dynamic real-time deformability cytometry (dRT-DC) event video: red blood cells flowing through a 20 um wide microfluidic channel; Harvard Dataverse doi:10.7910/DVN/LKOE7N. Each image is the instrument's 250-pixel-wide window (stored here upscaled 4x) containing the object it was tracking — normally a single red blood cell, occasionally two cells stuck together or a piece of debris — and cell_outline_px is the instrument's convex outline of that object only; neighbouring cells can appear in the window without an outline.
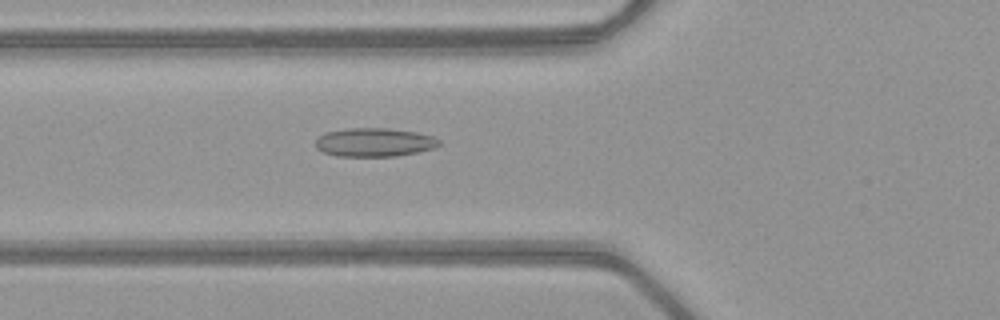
{"species": "common noctule bat (a hibernating species)", "species_latin": "Nyctalus noctula", "temperature_condition": "warm", "stored_images_in_passage": 49, "camera_frame_rate_fps": 3000, "um_per_image_px": 0.085, "animal": {"sex": "female", "body_mass_g": 21.9}, "frame": {"image": 1, "passage_image": 17, "time_ms": 5.333, "image_size_px": [1000, 320], "cell_outline_px": [[440, 144], [436, 148], [396, 156], [336, 156], [324, 152], [316, 148], [316, 140], [324, 132], [348, 128], [388, 128], [416, 132], [432, 136], [440, 140]], "centroid_in_image_um": [31.82, 12.09], "position_along_channel_um": 94.0, "area_um2": 20.63}}
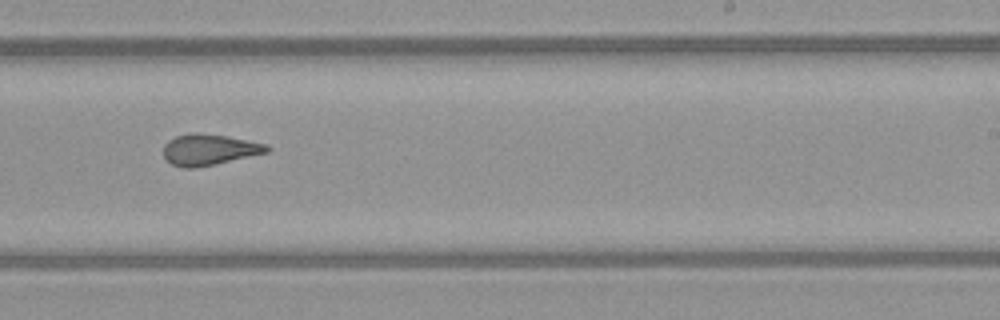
{"frame": {"image": 2, "passage_image": 30, "time_ms": 9.667, "image_size_px": [1000, 320], "cell_outline_px": [[272, 148], [268, 152], [216, 164], [196, 168], [184, 168], [172, 164], [164, 156], [164, 144], [168, 140], [176, 136], [196, 132], [228, 136], [268, 144]], "centroid_in_image_um": [17.81, 12.71], "position_along_channel_um": 271.2, "area_um2": 18.79}}
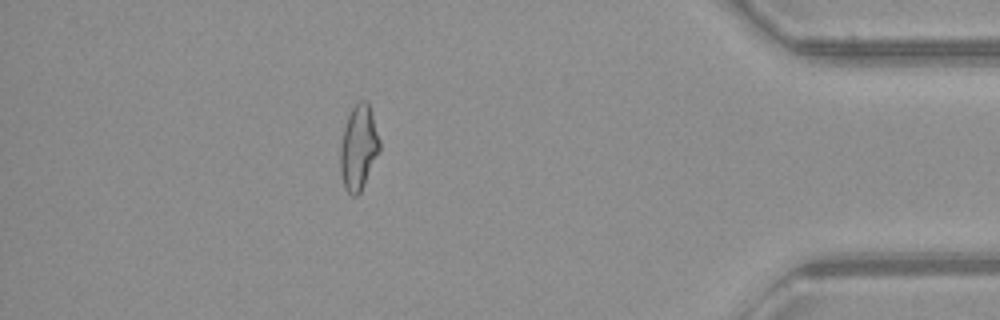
{"frame": {"image": 3, "passage_image": 43, "time_ms": 14.0, "image_size_px": [1000, 320], "cell_outline_px": [[380, 152], [360, 192], [356, 196], [352, 196], [344, 188], [340, 172], [340, 148], [344, 128], [348, 116], [356, 100], [368, 100], [380, 140]], "centroid_in_image_um": [30.48, 12.53], "position_along_channel_um": 404.7, "area_um2": 19.59}, "authors_computed_cell_mechanics": {"area_um2": 19.652, "velocity_mm_per_s": 4.0739, "shape_relaxation_time_tau1_ms": null, "shape_relaxation_time_tau2_ms": 1.7702, "deformation_change_tau1": null, "deformation_change_tau2": 0.0984}}